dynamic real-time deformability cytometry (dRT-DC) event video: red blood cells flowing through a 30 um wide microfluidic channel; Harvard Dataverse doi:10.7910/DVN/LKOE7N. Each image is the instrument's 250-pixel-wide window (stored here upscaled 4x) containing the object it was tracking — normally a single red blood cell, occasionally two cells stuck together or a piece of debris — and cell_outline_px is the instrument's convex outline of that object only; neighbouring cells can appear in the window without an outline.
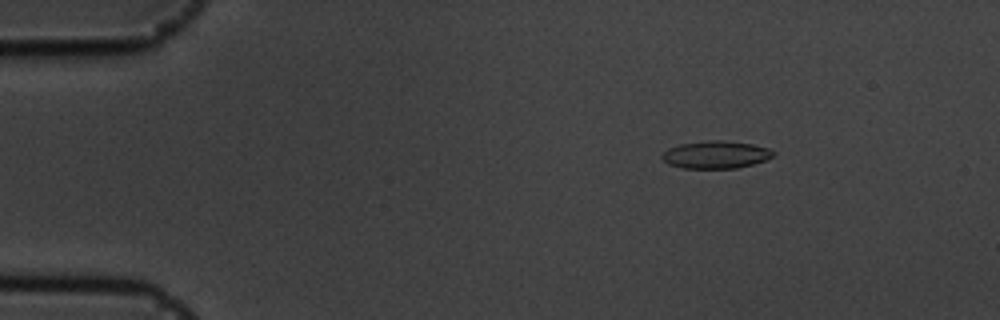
{"species": "common noctule bat (a hibernating species)", "species_latin": "Nyctalus noctula", "temperature_condition": "cold", "stored_images_in_passage": 57, "camera_frame_rate_fps": 3000, "um_per_image_px": 0.085, "animal": {"sex": "male", "body_mass_g": 19.5, "forearm_length_mm": 54.6}, "frame": {"image": 1, "passage_image": 9, "time_ms": 2.667, "image_size_px": [1000, 320], "cell_outline_px": [[776, 152], [772, 156], [764, 160], [752, 164], [736, 168], [684, 168], [668, 164], [660, 156], [668, 148], [680, 144], [708, 140], [724, 140], [752, 144], [768, 148]], "centroid_in_image_um": [60.83, 13.14], "position_along_channel_um": 24.2, "area_um2": 17.74}}
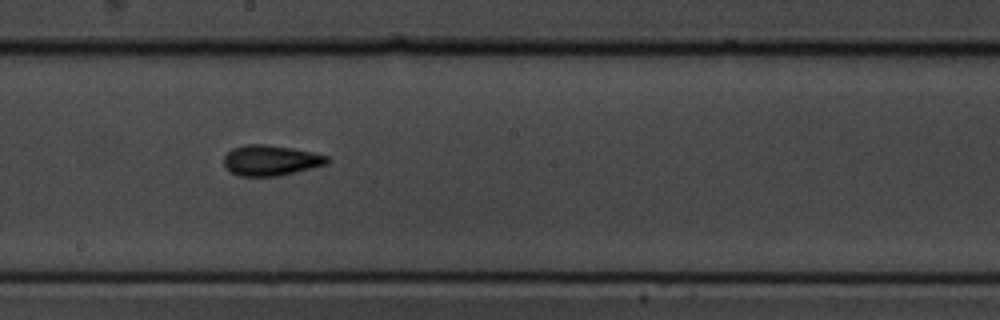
{"frame": {"image": 2, "passage_image": 32, "time_ms": 10.333, "image_size_px": [1000, 320], "cell_outline_px": [[328, 164], [280, 176], [240, 176], [232, 172], [224, 164], [224, 156], [232, 148], [244, 144], [268, 144], [292, 148], [312, 152], [328, 156]], "centroid_in_image_um": [23.02, 13.62], "position_along_channel_um": 225.2, "area_um2": 18.38}}
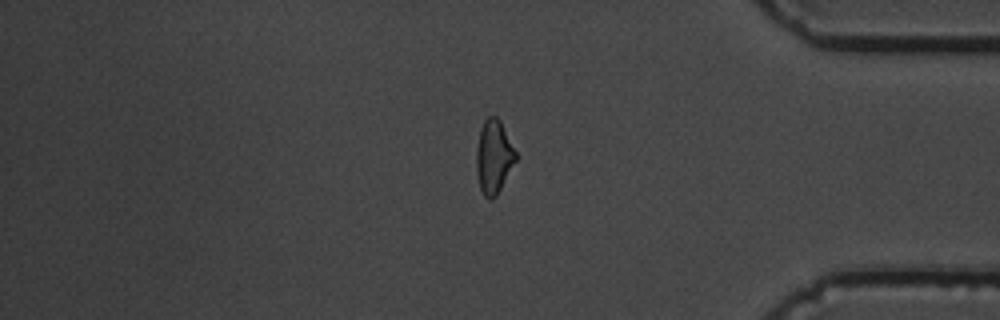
{"frame": {"image": 3, "passage_image": 48, "time_ms": 15.667, "image_size_px": [1000, 320], "cell_outline_px": [[516, 160], [496, 196], [492, 200], [488, 200], [484, 196], [480, 188], [476, 172], [476, 148], [480, 128], [484, 120], [488, 116], [496, 116], [500, 120], [516, 152]], "centroid_in_image_um": [41.94, 13.33], "position_along_channel_um": 393.3, "area_um2": 16.88}, "authors_computed_cell_mechanics": {"area_um2": 17.4556, "velocity_mm_per_s": 3.5793, "shape_relaxation_time_tau1_ms": 3.4355, "shape_relaxation_time_tau2_ms": 2.6099, "deformation_change_tau1": 0.122, "deformation_change_tau2": 0.0798}}